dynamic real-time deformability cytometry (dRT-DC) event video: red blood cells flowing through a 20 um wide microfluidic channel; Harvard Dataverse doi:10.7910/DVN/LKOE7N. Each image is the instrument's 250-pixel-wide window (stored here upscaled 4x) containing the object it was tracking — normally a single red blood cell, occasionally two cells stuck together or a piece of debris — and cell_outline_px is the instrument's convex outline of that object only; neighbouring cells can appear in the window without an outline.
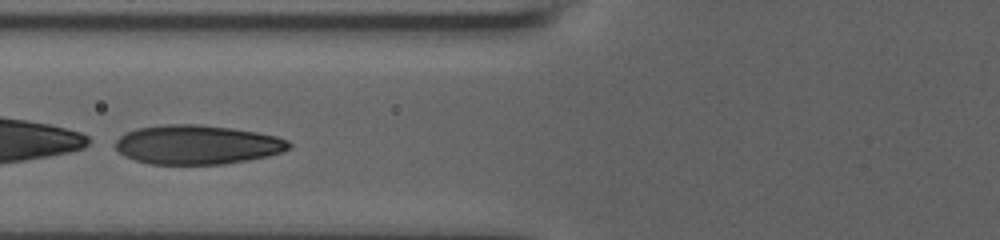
{"species": "human", "species_latin": "Homo sapiens", "temperature_condition": "room temperature", "stored_images_in_passage": 35, "camera_frame_rate_fps": 3000, "um_per_image_px": 0.085, "donor": {"sex": "male"}, "frame": {"image": 1, "passage_image": 11, "time_ms": 3.333, "image_size_px": [1000, 240], "cell_outline_px": [[292, 148], [268, 156], [248, 160], [224, 164], [148, 164], [124, 156], [116, 148], [116, 140], [124, 132], [136, 128], [164, 124], [196, 124], [232, 128], [256, 132], [276, 136], [288, 140], [292, 144]], "centroid_in_image_um": [16.76, 12.29], "position_along_channel_um": 109.0, "area_um2": 39.82}}
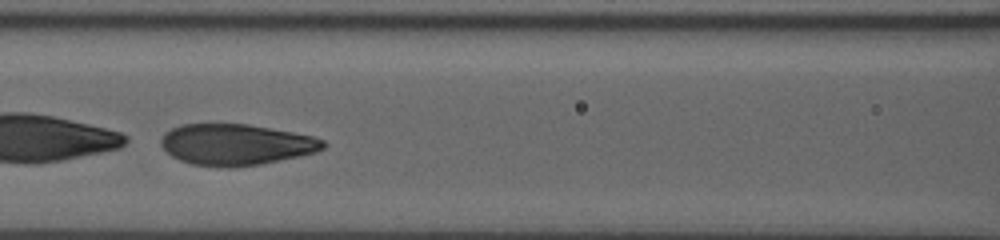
{"frame": {"image": 2, "passage_image": 14, "time_ms": 4.333, "image_size_px": [1000, 240], "cell_outline_px": [[328, 144], [324, 148], [316, 152], [280, 160], [260, 164], [228, 168], [220, 168], [192, 164], [180, 160], [172, 156], [160, 144], [160, 140], [164, 132], [180, 124], [248, 124], [292, 132], [312, 136], [324, 140]], "centroid_in_image_um": [20.04, 12.29], "position_along_channel_um": 146.6, "area_um2": 38.96}}
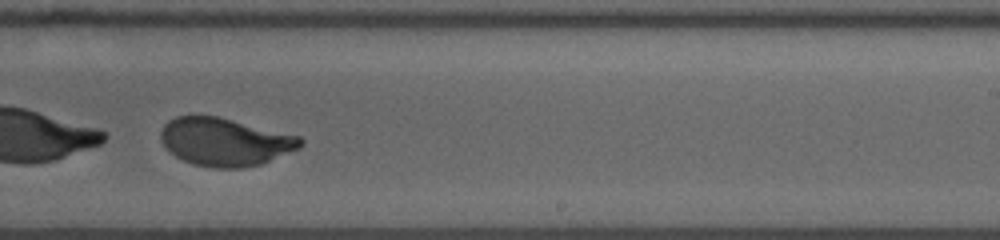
{"frame": {"image": 3, "passage_image": 24, "time_ms": 7.667, "image_size_px": [1000, 240], "cell_outline_px": [[304, 144], [300, 148], [260, 164], [240, 168], [212, 168], [192, 164], [168, 152], [160, 140], [160, 132], [164, 124], [168, 120], [176, 116], [216, 116], [300, 136], [304, 140]], "centroid_in_image_um": [19.1, 12.06], "position_along_channel_um": 269.9, "area_um2": 39.07}, "authors_computed_cell_mechanics": {"area_um2": 39.882, "velocity_mm_per_s": 3.7013, "shape_relaxation_time_tau1_ms": 1.5188, "shape_relaxation_time_tau2_ms": null, "deformation_change_tau1": 0.3234, "deformation_change_tau2": null}}